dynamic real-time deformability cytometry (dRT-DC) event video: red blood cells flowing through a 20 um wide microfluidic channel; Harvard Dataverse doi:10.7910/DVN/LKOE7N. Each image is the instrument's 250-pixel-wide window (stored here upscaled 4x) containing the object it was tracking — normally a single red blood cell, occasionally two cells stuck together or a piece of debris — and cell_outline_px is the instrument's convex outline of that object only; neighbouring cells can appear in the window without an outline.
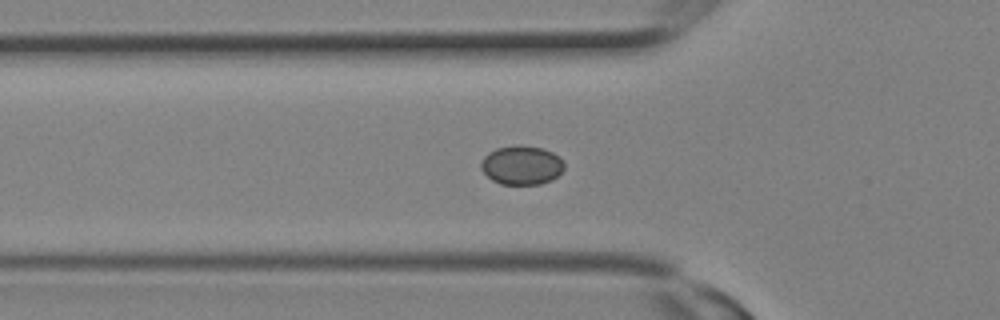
{"species": "Egyptian fruit bat (a non-hibernating species)", "species_latin": "Rousettus aegyptiacus", "temperature_condition": "room temperature", "stored_images_in_passage": 3, "camera_frame_rate_fps": 3000, "um_per_image_px": 0.085, "animal": {"sex": "female"}, "frame": {"image": 1, "passage_image": 3, "time_ms": 0.667, "image_size_px": [1000, 320], "cell_outline_px": [[564, 168], [552, 180], [540, 184], [500, 184], [492, 180], [480, 168], [480, 164], [484, 156], [488, 152], [496, 148], [516, 144], [544, 148], [552, 152], [564, 164]], "centroid_in_image_um": [44.3, 14.03], "position_along_channel_um": 81.5, "area_um2": 18.9}}